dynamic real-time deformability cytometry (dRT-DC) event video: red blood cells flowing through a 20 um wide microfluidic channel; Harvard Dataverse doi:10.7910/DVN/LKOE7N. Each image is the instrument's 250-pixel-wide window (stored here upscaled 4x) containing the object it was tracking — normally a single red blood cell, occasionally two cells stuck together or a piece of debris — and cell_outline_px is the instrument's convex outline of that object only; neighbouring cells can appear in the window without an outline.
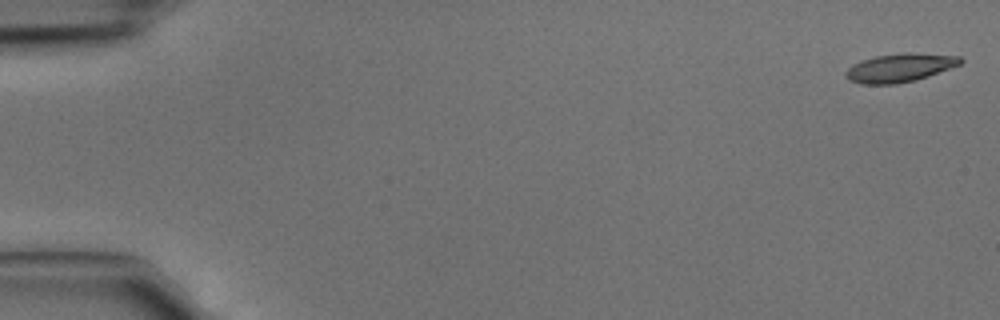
{"species": "common noctule bat (a hibernating species)", "species_latin": "Nyctalus noctula", "temperature_condition": "cold", "stored_images_in_passage": 45, "camera_frame_rate_fps": 3000, "um_per_image_px": 0.085, "animal": {"sex": "male", "body_mass_g": 15.6}, "frame": {"image": 1, "passage_image": 1, "time_ms": 0.0, "image_size_px": [1000, 320], "cell_outline_px": [[964, 60], [960, 64], [928, 76], [916, 80], [896, 84], [860, 84], [848, 80], [844, 76], [844, 72], [852, 64], [876, 56], [908, 52], [912, 52], [960, 56]], "centroid_in_image_um": [76.46, 5.76], "position_along_channel_um": 8.5, "area_um2": 19.07}}
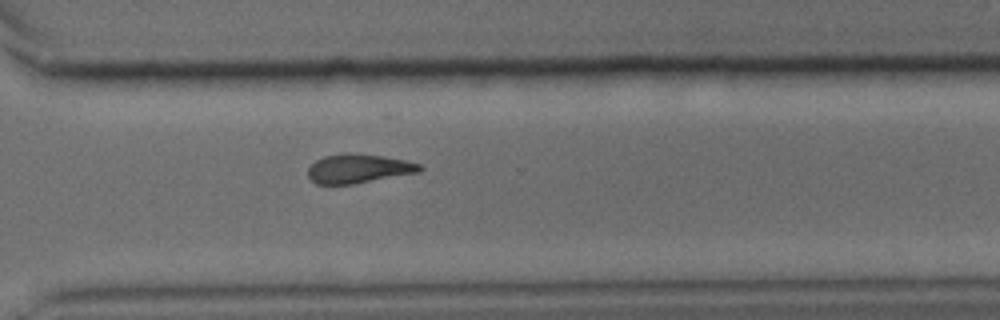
{"frame": {"image": 2, "passage_image": 33, "time_ms": 10.667, "image_size_px": [1000, 320], "cell_outline_px": [[424, 168], [420, 172], [352, 184], [316, 184], [308, 176], [308, 168], [316, 160], [324, 156], [344, 152], [348, 152], [384, 156], [424, 164]], "centroid_in_image_um": [30.5, 14.32], "position_along_channel_um": 340.1, "area_um2": 19.07}}
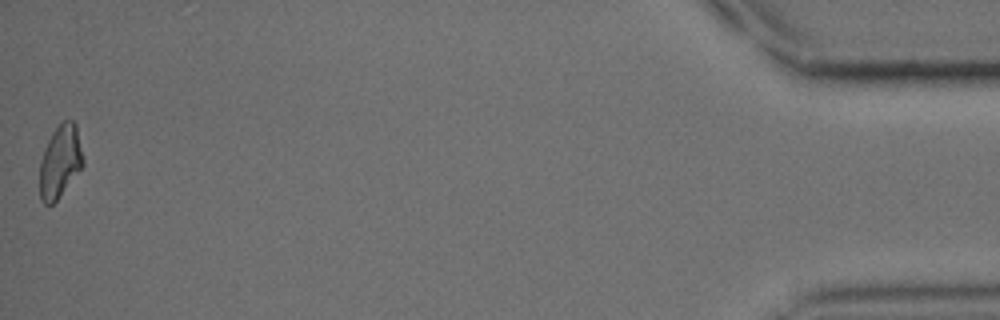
{"frame": {"image": 3, "passage_image": 45, "time_ms": 14.667, "image_size_px": [1000, 320], "cell_outline_px": [[84, 164], [56, 200], [52, 204], [44, 204], [40, 200], [40, 160], [44, 148], [52, 132], [64, 120], [72, 120], [76, 124], [84, 160]], "centroid_in_image_um": [5.1, 13.71], "position_along_channel_um": 430.1, "area_um2": 18.15}}